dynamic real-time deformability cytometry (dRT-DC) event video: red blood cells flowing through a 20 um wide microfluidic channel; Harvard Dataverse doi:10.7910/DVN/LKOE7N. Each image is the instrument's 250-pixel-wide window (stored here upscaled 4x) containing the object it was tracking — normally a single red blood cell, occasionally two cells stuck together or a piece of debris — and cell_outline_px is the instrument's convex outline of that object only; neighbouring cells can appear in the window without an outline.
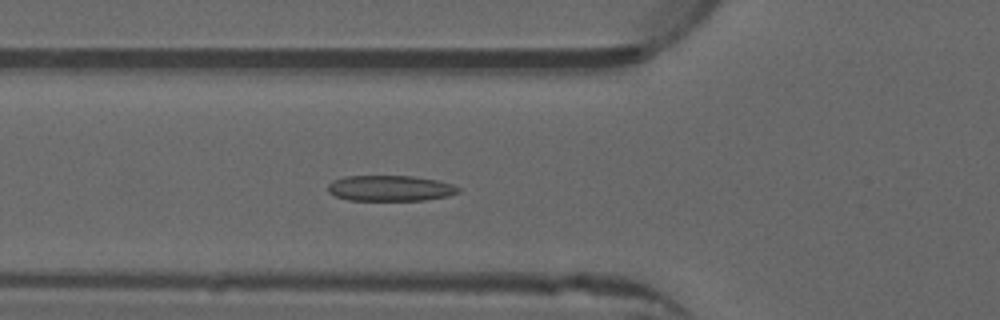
{"species": "common noctule bat (a hibernating species)", "species_latin": "Nyctalus noctula", "temperature_condition": "warm", "stored_images_in_passage": 51, "camera_frame_rate_fps": 3000, "um_per_image_px": 0.085, "animal": {"sex": "male", "forearm_length_mm": 52.5}, "frame": {"image": 1, "passage_image": 18, "time_ms": 5.667, "image_size_px": [1000, 320], "cell_outline_px": [[460, 192], [448, 196], [424, 200], [348, 200], [336, 196], [328, 192], [328, 184], [332, 180], [344, 176], [412, 176], [436, 180], [452, 184], [460, 188]], "centroid_in_image_um": [33.15, 16.0], "position_along_channel_um": 92.7, "area_um2": 19.54}}
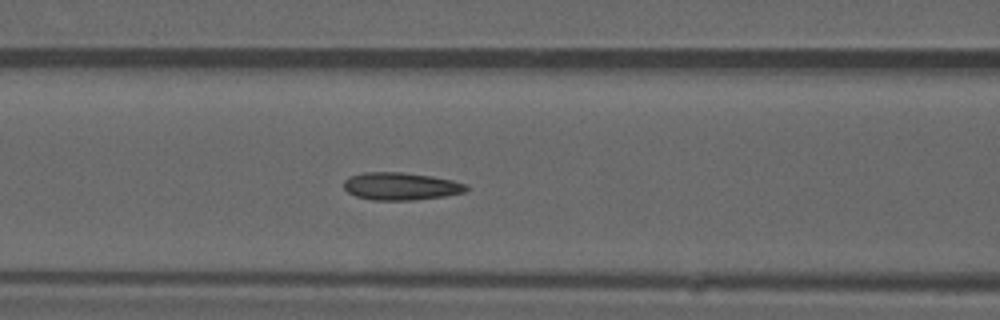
{"frame": {"image": 2, "passage_image": 21, "time_ms": 6.667, "image_size_px": [1000, 320], "cell_outline_px": [[468, 188], [464, 192], [444, 196], [412, 200], [372, 200], [356, 196], [348, 192], [344, 188], [344, 180], [348, 176], [364, 172], [400, 172], [432, 176], [452, 180], [468, 184]], "centroid_in_image_um": [34.05, 15.82], "position_along_channel_um": 132.5, "area_um2": 19.71}}
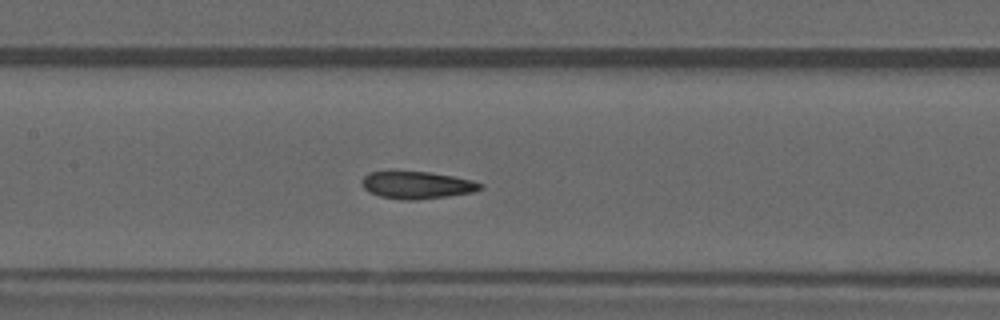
{"frame": {"image": 3, "passage_image": 24, "time_ms": 7.667, "image_size_px": [1000, 320], "cell_outline_px": [[484, 188], [472, 192], [448, 196], [416, 200], [404, 200], [380, 196], [368, 192], [360, 184], [360, 180], [368, 172], [428, 172], [452, 176], [472, 180], [484, 184]], "centroid_in_image_um": [35.43, 15.74], "position_along_channel_um": 172.0, "area_um2": 18.84}, "authors_computed_cell_mechanics": {"area_um2": 19.1318, "velocity_mm_per_s": 3.94, "shape_relaxation_time_tau1_ms": 6.9436, "shape_relaxation_time_tau2_ms": 2.1596, "deformation_change_tau1": 0.19, "deformation_change_tau2": 0.0674}}